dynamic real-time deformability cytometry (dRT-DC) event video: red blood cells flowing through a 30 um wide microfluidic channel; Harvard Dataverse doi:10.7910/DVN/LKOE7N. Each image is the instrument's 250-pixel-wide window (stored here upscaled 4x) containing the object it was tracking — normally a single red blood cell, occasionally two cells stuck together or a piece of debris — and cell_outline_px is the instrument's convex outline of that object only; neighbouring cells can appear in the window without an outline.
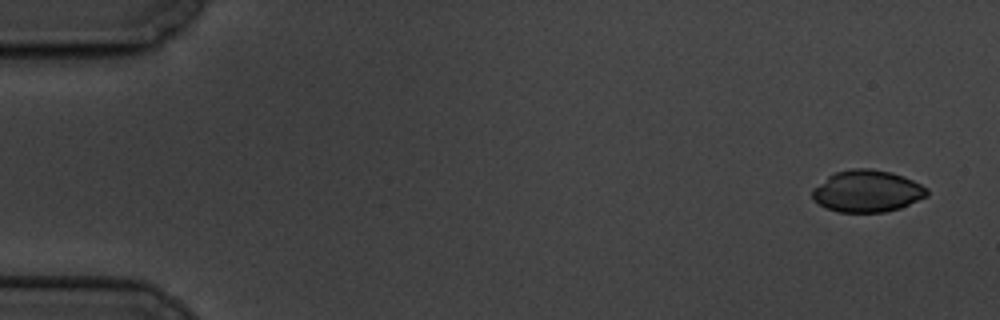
{"species": "common noctule bat (a hibernating species)", "species_latin": "Nyctalus noctula", "temperature_condition": "cold", "stored_images_in_passage": 5, "camera_frame_rate_fps": 3000, "um_per_image_px": 0.085, "animal": {"sex": "male", "body_mass_g": 19.5, "forearm_length_mm": 54.6}, "frame": {"image": 1, "passage_image": 1, "time_ms": 0.0, "image_size_px": [1000, 320], "cell_outline_px": [[928, 196], [900, 208], [884, 212], [836, 212], [824, 208], [812, 196], [812, 188], [828, 176], [836, 172], [852, 168], [872, 168], [892, 172], [904, 176], [928, 188]], "centroid_in_image_um": [73.71, 16.24], "position_along_channel_um": 11.3, "area_um2": 28.15}}
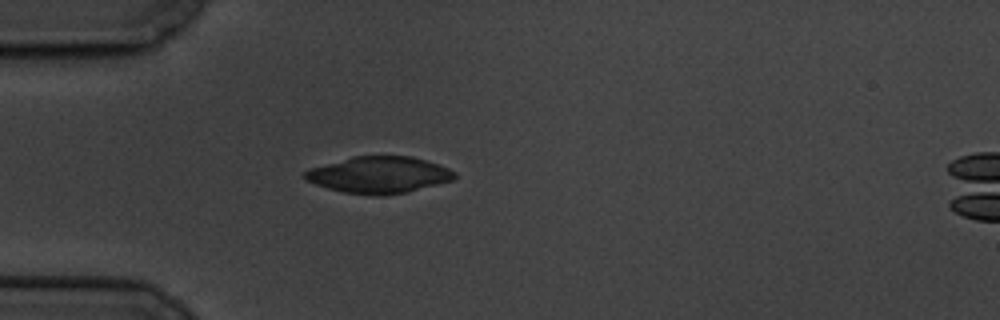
{"frame": {"image": 2, "passage_image": 5, "time_ms": 4.667, "image_size_px": [1000, 320], "cell_outline_px": [[456, 176], [452, 180], [408, 192], [384, 196], [372, 196], [344, 192], [328, 188], [304, 180], [304, 172], [308, 168], [352, 156], [412, 156], [440, 164], [456, 172]], "centroid_in_image_um": [32.2, 14.86], "position_along_channel_um": 52.8, "area_um2": 32.19}}